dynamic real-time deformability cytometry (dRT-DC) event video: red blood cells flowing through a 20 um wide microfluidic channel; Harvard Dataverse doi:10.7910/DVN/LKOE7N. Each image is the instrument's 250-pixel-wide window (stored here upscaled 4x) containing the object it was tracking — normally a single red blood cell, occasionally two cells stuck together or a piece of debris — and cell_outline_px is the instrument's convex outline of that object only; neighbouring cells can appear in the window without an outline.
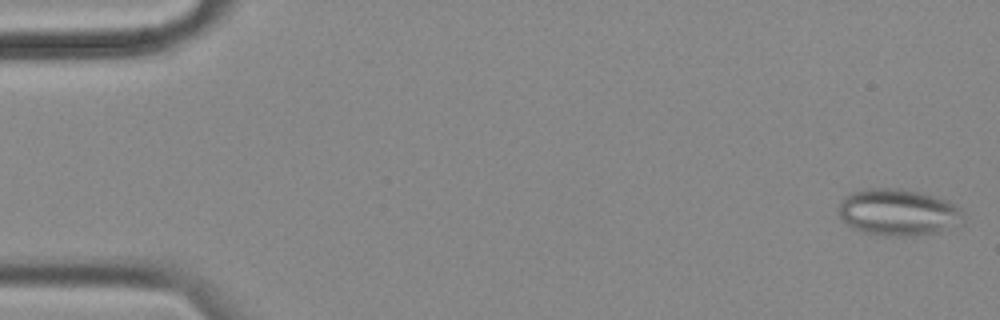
{"species": "common noctule bat (a hibernating species)", "species_latin": "Nyctalus noctula", "temperature_condition": "cold", "stored_images_in_passage": 56, "camera_frame_rate_fps": 3000, "um_per_image_px": 0.085, "animal": {"sex": "female", "body_mass_g": 18.4}, "frame": {"image": 1, "passage_image": 1, "time_ms": 0.0, "image_size_px": [1000, 320], "cell_outline_px": [[964, 224], [940, 232], [912, 236], [880, 236], [864, 232], [852, 228], [840, 220], [840, 204], [844, 196], [852, 192], [868, 188], [900, 188], [920, 192], [948, 200], [960, 208], [964, 212]], "centroid_in_image_um": [76.39, 18.06], "position_along_channel_um": 8.6, "area_um2": 34.56}}
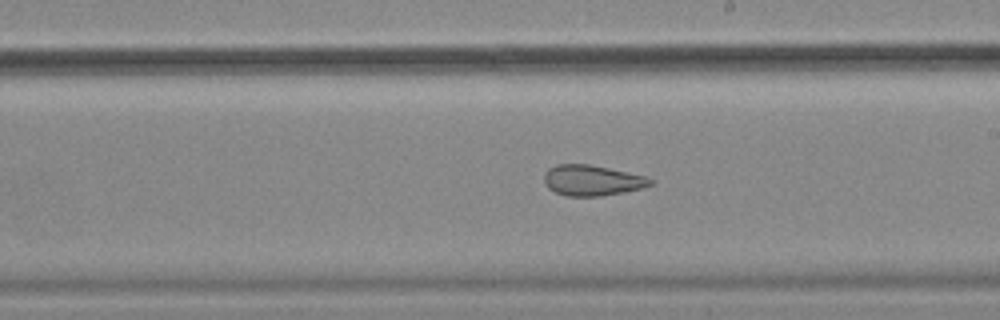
{"frame": {"image": 2, "passage_image": 32, "time_ms": 10.333, "image_size_px": [1000, 320], "cell_outline_px": [[656, 184], [624, 192], [600, 196], [564, 196], [548, 188], [544, 184], [544, 172], [548, 168], [556, 164], [588, 164], [648, 176], [656, 180]], "centroid_in_image_um": [50.35, 15.33], "position_along_channel_um": 238.7, "area_um2": 19.25}}
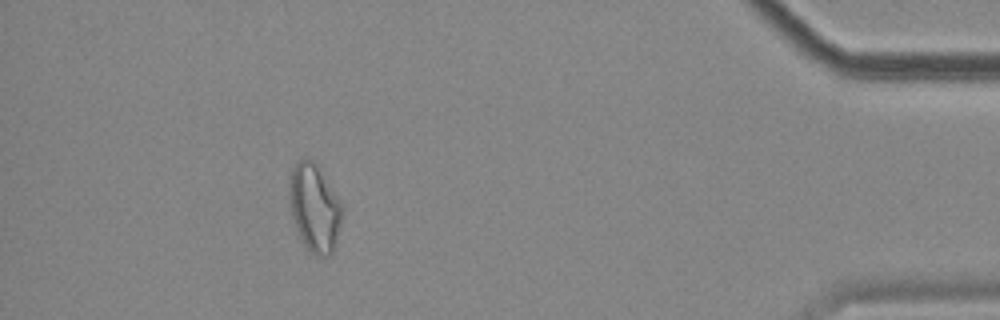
{"frame": {"image": 3, "passage_image": 51, "time_ms": 16.667, "image_size_px": [1000, 320], "cell_outline_px": [[344, 216], [332, 252], [328, 256], [316, 256], [304, 244], [296, 228], [292, 216], [288, 196], [288, 184], [292, 168], [296, 160], [300, 156], [312, 160], [316, 164], [340, 200], [344, 208]], "centroid_in_image_um": [26.73, 17.62], "position_along_channel_um": 408.5, "area_um2": 27.28}, "authors_computed_cell_mechanics": {"area_um2": 25.2297, "velocity_mm_per_s": 3.5152, "shape_relaxation_time_tau1_ms": null, "shape_relaxation_time_tau2_ms": 2.3979, "deformation_change_tau1": null, "deformation_change_tau2": 0.1045}}